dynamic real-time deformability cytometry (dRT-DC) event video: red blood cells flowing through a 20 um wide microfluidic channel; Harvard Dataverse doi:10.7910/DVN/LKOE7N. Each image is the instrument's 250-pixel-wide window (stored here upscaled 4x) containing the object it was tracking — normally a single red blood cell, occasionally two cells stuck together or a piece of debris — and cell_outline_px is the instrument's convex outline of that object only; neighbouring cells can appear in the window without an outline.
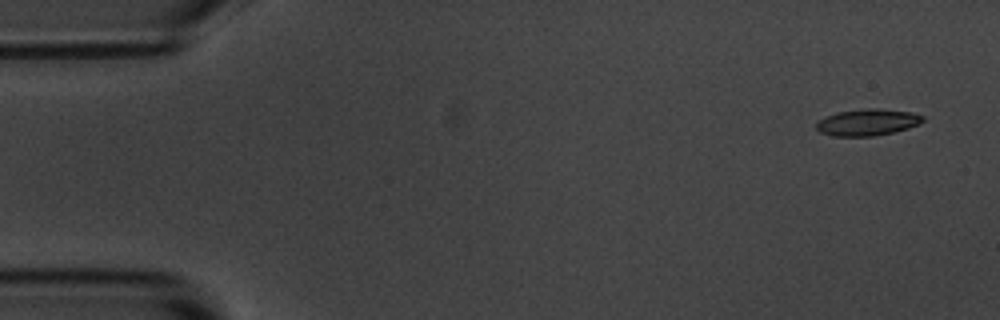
{"species": "common noctule bat (a hibernating species)", "species_latin": "Nyctalus noctula", "temperature_condition": "room temperature", "stored_images_in_passage": 4, "camera_frame_rate_fps": 3000, "um_per_image_px": 0.085, "animal": {"sex": "male", "body_mass_g": 20.1, "forearm_length_mm": 53.5}, "frame": {"image": 1, "passage_image": 1, "time_ms": 0.0, "image_size_px": [1000, 320], "cell_outline_px": [[924, 120], [920, 124], [908, 128], [892, 132], [872, 136], [832, 136], [820, 132], [816, 128], [816, 124], [824, 116], [836, 112], [868, 108], [876, 108], [912, 112], [924, 116]], "centroid_in_image_um": [73.73, 10.39], "position_along_channel_um": 11.3, "area_um2": 16.53}}
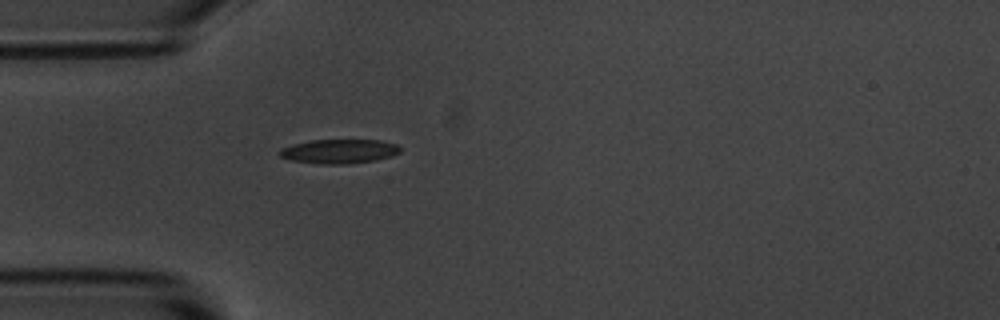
{"frame": {"image": 2, "passage_image": 4, "time_ms": 4.333, "image_size_px": [1000, 320], "cell_outline_px": [[400, 152], [392, 156], [376, 160], [348, 164], [320, 164], [292, 160], [280, 156], [276, 152], [280, 148], [292, 144], [312, 140], [380, 140], [396, 144], [400, 148]], "centroid_in_image_um": [28.81, 12.86], "position_along_channel_um": 56.2, "area_um2": 17.11}}